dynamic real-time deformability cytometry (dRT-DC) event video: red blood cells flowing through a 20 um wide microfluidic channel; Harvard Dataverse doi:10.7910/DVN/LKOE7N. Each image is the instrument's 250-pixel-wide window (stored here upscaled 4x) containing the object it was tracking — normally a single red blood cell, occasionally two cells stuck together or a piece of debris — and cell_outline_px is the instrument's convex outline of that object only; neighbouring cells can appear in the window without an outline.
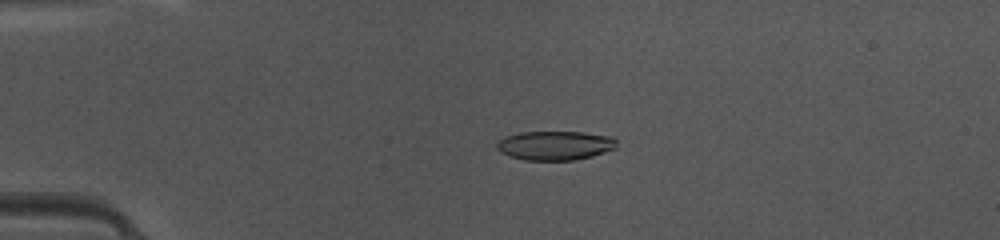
{"species": "common noctule bat (a hibernating species)", "species_latin": "Nyctalus noctula", "temperature_condition": "warm", "stored_images_in_passage": 47, "camera_frame_rate_fps": 3000, "um_per_image_px": 0.085, "animal": {"sex": "female", "body_mass_g": 10.0, "forearm_length_mm": 53.1}, "frame": {"image": 1, "passage_image": 11, "time_ms": 3.333, "image_size_px": [1000, 240], "cell_outline_px": [[616, 148], [592, 156], [572, 160], [524, 160], [512, 156], [496, 148], [496, 144], [504, 136], [520, 132], [584, 132], [612, 136], [616, 140]], "centroid_in_image_um": [47.2, 12.35], "position_along_channel_um": 37.8, "area_um2": 20.23}}
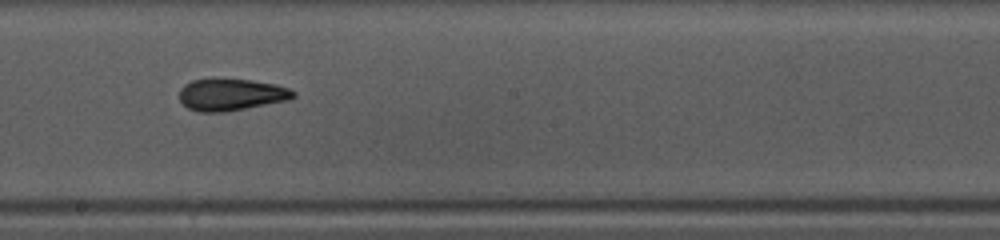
{"frame": {"image": 2, "passage_image": 27, "time_ms": 8.667, "image_size_px": [1000, 240], "cell_outline_px": [[296, 96], [288, 100], [224, 112], [196, 112], [188, 108], [180, 100], [180, 88], [184, 84], [192, 80], [216, 76], [252, 80], [276, 84], [288, 88], [296, 92]], "centroid_in_image_um": [19.62, 8.0], "position_along_channel_um": 228.6, "area_um2": 21.79}}
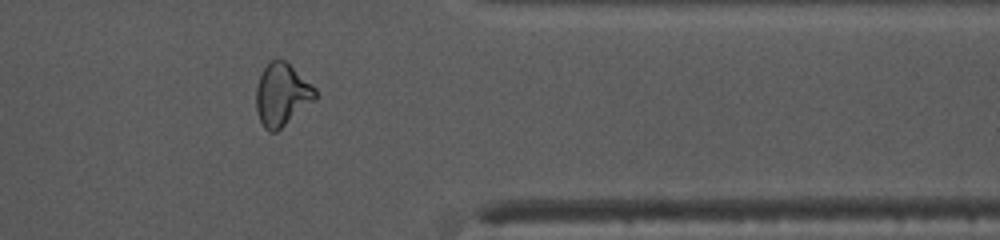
{"frame": {"image": 3, "passage_image": 39, "time_ms": 12.667, "image_size_px": [1000, 240], "cell_outline_px": [[316, 100], [276, 132], [268, 132], [264, 128], [260, 120], [256, 108], [256, 88], [260, 76], [264, 68], [272, 60], [280, 56], [312, 84], [316, 88]], "centroid_in_image_um": [23.97, 8.04], "position_along_channel_um": 387.4, "area_um2": 21.62}, "authors_computed_cell_mechanics": {"area_um2": 20.6924, "velocity_mm_per_s": 4.2008, "shape_relaxation_time_tau1_ms": 4.2127, "shape_relaxation_time_tau2_ms": 2.1502, "deformation_change_tau1": 0.1692, "deformation_change_tau2": 0.0999}}